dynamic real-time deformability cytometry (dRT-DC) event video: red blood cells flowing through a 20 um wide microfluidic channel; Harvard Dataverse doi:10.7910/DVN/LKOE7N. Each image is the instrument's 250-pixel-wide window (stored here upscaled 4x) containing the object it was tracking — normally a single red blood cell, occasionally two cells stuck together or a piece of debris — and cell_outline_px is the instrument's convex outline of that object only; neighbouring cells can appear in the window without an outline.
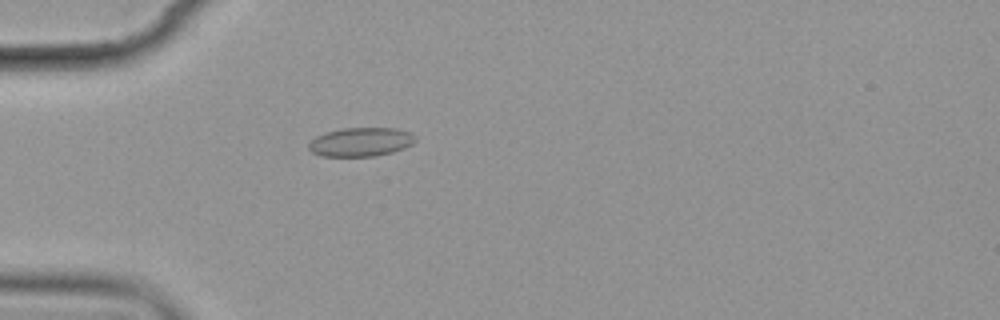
{"species": "common noctule bat (a hibernating species)", "species_latin": "Nyctalus noctula", "temperature_condition": "cold", "stored_images_in_passage": 6, "camera_frame_rate_fps": 3000, "um_per_image_px": 0.085, "animal": {"sex": "female", "body_mass_g": 19.9}, "frame": {"image": 1, "passage_image": 5, "time_ms": 4.667, "image_size_px": [1000, 320], "cell_outline_px": [[416, 140], [412, 144], [404, 148], [392, 152], [376, 156], [320, 156], [312, 152], [308, 148], [308, 144], [316, 136], [328, 132], [344, 128], [396, 128], [408, 132], [416, 136]], "centroid_in_image_um": [30.67, 12.07], "position_along_channel_um": 54.3, "area_um2": 17.86}}